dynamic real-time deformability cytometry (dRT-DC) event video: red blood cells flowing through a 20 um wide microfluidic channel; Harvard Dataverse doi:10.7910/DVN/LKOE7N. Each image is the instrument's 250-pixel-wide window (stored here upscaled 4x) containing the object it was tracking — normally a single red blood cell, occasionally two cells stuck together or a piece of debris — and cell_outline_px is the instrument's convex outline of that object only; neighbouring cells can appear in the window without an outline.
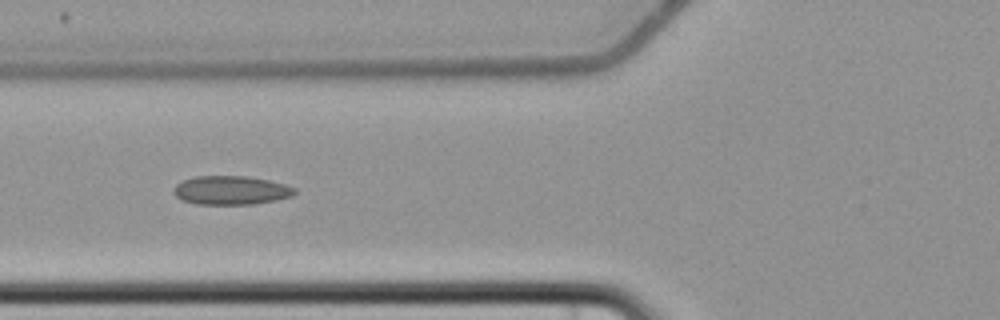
{"species": "common noctule bat (a hibernating species)", "species_latin": "Nyctalus noctula", "temperature_condition": "cold", "stored_images_in_passage": 8, "camera_frame_rate_fps": 3000, "um_per_image_px": 0.085, "animal": {"sex": "female", "body_mass_g": 22.7, "forearm_length_mm": 54.2}, "frame": {"image": 1, "passage_image": 4, "time_ms": 3.667, "image_size_px": [1000, 320], "cell_outline_px": [[296, 192], [292, 196], [276, 200], [252, 204], [196, 204], [180, 200], [176, 196], [176, 184], [184, 180], [196, 176], [248, 176], [268, 180], [284, 184], [296, 188]], "centroid_in_image_um": [19.66, 16.17], "position_along_channel_um": 106.1, "area_um2": 20.17}}
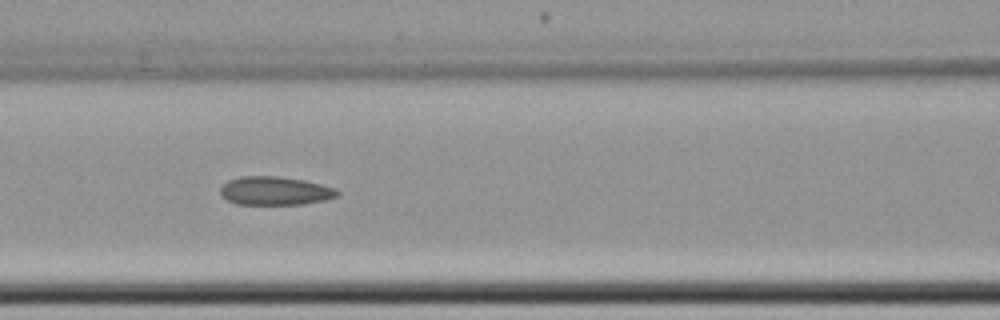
{"frame": {"image": 2, "passage_image": 5, "time_ms": 4.667, "image_size_px": [1000, 320], "cell_outline_px": [[340, 192], [336, 196], [324, 200], [304, 204], [236, 204], [220, 196], [220, 188], [228, 180], [240, 176], [280, 176], [304, 180], [336, 188]], "centroid_in_image_um": [23.35, 16.21], "position_along_channel_um": 143.2, "area_um2": 19.48}}
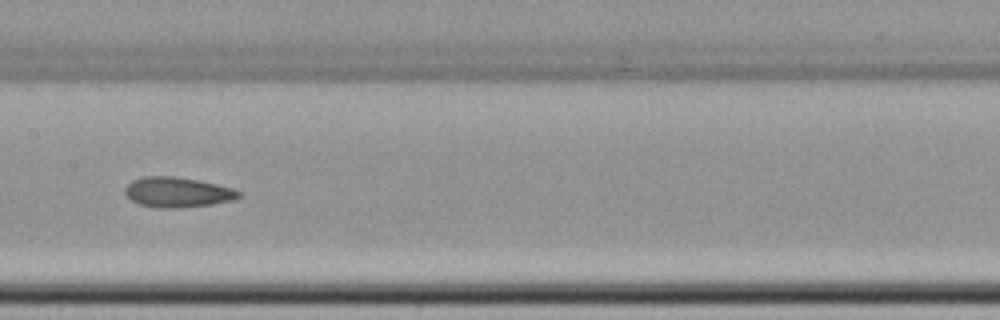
{"frame": {"image": 3, "passage_image": 6, "time_ms": 6.0, "image_size_px": [1000, 320], "cell_outline_px": [[240, 196], [232, 200], [212, 204], [176, 208], [156, 208], [140, 204], [132, 200], [124, 192], [124, 188], [132, 180], [144, 176], [176, 176], [200, 180], [232, 188], [240, 192]], "centroid_in_image_um": [15.06, 16.33], "position_along_channel_um": 192.3, "area_um2": 19.94}}